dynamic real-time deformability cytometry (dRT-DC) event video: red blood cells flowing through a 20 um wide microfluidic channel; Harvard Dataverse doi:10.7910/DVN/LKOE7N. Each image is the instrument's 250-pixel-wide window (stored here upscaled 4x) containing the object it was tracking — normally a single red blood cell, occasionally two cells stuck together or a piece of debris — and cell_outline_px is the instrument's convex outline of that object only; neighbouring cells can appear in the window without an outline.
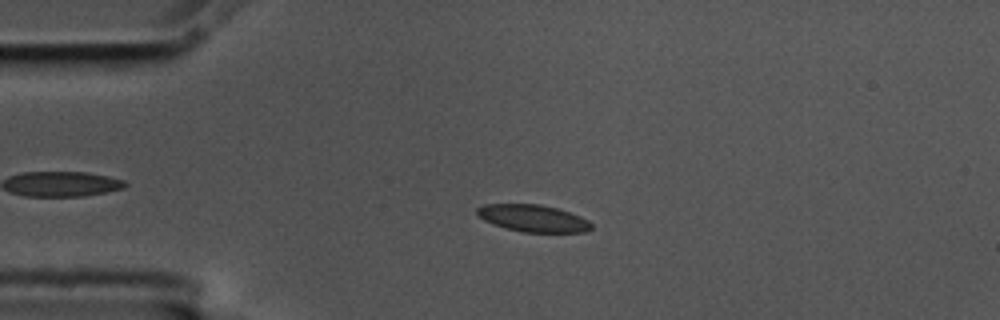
{"species": "common noctule bat (a hibernating species)", "species_latin": "Nyctalus noctula", "temperature_condition": "cold", "stored_images_in_passage": 56, "camera_frame_rate_fps": 3000, "um_per_image_px": 0.085, "animal": {"sex": "male", "body_mass_g": 17.5, "forearm_length_mm": 52.3}, "frame": {"image": 1, "passage_image": 13, "time_ms": 4.0, "image_size_px": [1000, 320], "cell_outline_px": [[592, 228], [584, 232], [524, 232], [504, 228], [484, 220], [476, 212], [476, 208], [484, 204], [540, 204], [556, 208], [580, 216], [588, 220], [592, 224]], "centroid_in_image_um": [45.3, 18.55], "position_along_channel_um": 39.7, "area_um2": 17.92}}
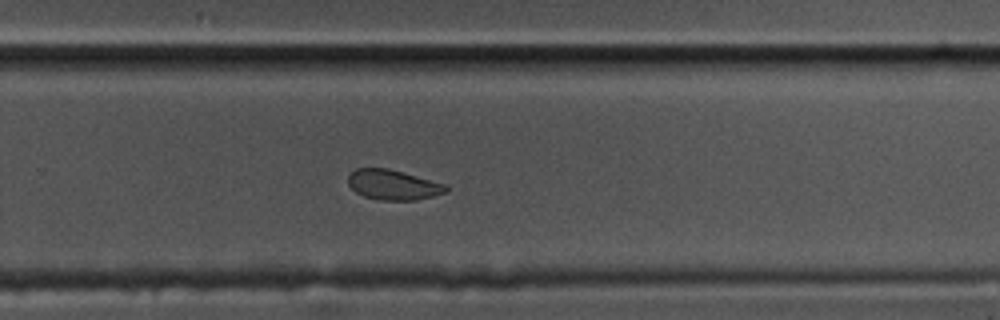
{"frame": {"image": 2, "passage_image": 37, "time_ms": 12.0, "image_size_px": [1000, 320], "cell_outline_px": [[448, 192], [416, 200], [376, 200], [364, 196], [356, 192], [348, 184], [348, 176], [356, 168], [388, 168], [448, 184]], "centroid_in_image_um": [33.44, 15.71], "position_along_channel_um": 296.4, "area_um2": 17.28}}
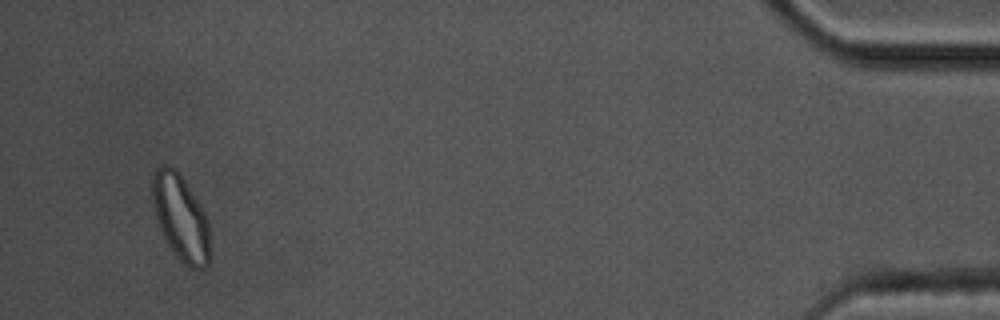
{"frame": {"image": 3, "passage_image": 54, "time_ms": 17.667, "image_size_px": [1000, 320], "cell_outline_px": [[212, 260], [204, 268], [188, 268], [180, 260], [168, 244], [156, 220], [152, 204], [152, 172], [160, 164], [168, 164], [176, 168], [180, 172], [204, 212], [208, 220], [212, 252]], "centroid_in_image_um": [15.37, 18.49], "position_along_channel_um": 419.8, "area_um2": 29.54}, "authors_computed_cell_mechanics": {"area_um2": 18.2937, "velocity_mm_per_s": 3.5442, "shape_relaxation_time_tau1_ms": 4.5221, "shape_relaxation_time_tau2_ms": 3.2294, "deformation_change_tau1": 0.0886, "deformation_change_tau2": 0.0767}}